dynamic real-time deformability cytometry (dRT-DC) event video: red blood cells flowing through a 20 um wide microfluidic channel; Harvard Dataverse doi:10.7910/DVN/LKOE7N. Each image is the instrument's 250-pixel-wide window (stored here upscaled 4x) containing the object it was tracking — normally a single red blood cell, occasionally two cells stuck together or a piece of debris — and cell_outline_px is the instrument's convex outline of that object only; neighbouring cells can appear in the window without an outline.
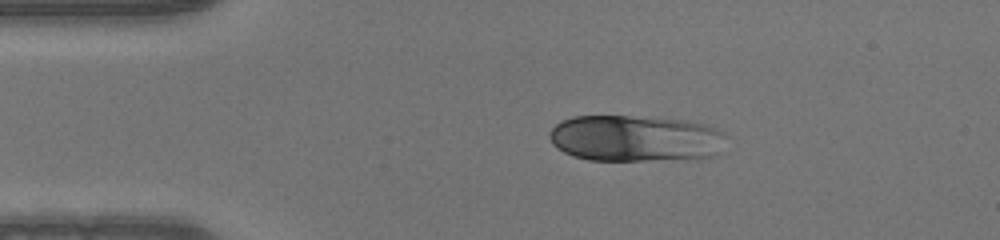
{"species": "human", "species_latin": "Homo sapiens", "temperature_condition": "warm", "stored_images_in_passage": 41, "camera_frame_rate_fps": 3000, "um_per_image_px": 0.085, "donor": {"sex": "male"}, "frame": {"image": 1, "passage_image": 1, "time_ms": 0.0, "image_size_px": [1000, 240], "cell_outline_px": [[728, 136], [720, 152], [716, 156], [700, 160], [588, 160], [572, 156], [556, 148], [552, 144], [548, 136], [548, 132], [560, 120], [572, 116], [628, 116], [684, 120], [708, 124], [724, 132]], "centroid_in_image_um": [54.07, 11.78], "position_along_channel_um": 30.9, "area_um2": 48.96}}
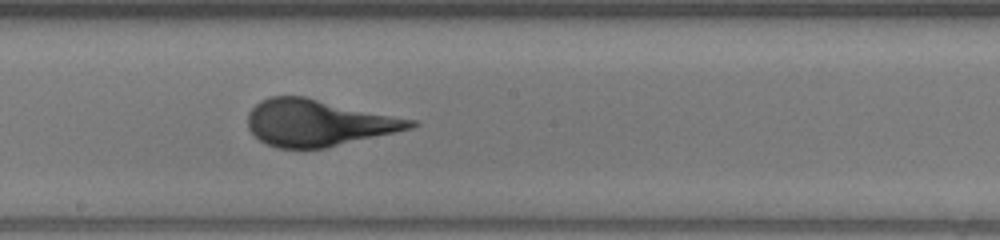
{"frame": {"image": 2, "passage_image": 18, "time_ms": 5.667, "image_size_px": [1000, 240], "cell_outline_px": [[420, 124], [412, 128], [324, 148], [276, 148], [260, 140], [248, 128], [248, 112], [260, 100], [268, 96], [304, 96], [416, 120]], "centroid_in_image_um": [27.03, 10.43], "position_along_channel_um": 221.2, "area_um2": 43.87}}
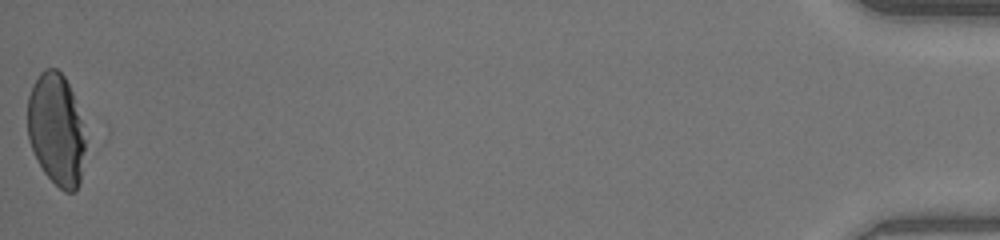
{"frame": {"image": 3, "passage_image": 41, "time_ms": 13.333, "image_size_px": [1000, 240], "cell_outline_px": [[84, 148], [80, 184], [76, 192], [64, 192], [44, 172], [36, 160], [28, 140], [28, 96], [32, 84], [40, 72], [44, 68], [56, 68], [64, 76], [72, 92], [80, 120], [84, 140]], "centroid_in_image_um": [4.75, 11.02], "position_along_channel_um": 430.5, "area_um2": 37.51}}